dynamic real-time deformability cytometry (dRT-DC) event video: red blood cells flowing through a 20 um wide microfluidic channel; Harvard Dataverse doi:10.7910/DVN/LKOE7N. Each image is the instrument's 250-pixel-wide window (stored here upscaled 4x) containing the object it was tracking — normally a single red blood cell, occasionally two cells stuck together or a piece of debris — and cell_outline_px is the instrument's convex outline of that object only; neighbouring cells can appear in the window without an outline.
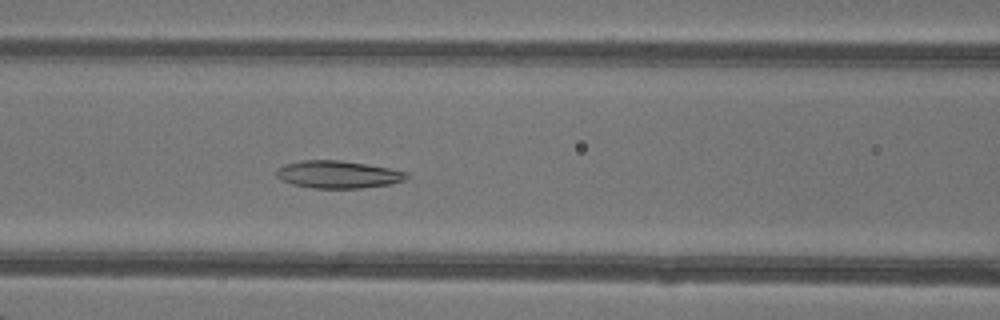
{"species": "common noctule bat (a hibernating species)", "species_latin": "Nyctalus noctula", "temperature_condition": "warm", "stored_images_in_passage": 31, "camera_frame_rate_fps": 3000, "um_per_image_px": 0.085, "animal": {"sex": "female"}, "frame": {"image": 1, "passage_image": 11, "time_ms": 3.333, "image_size_px": [1000, 320], "cell_outline_px": [[408, 176], [404, 180], [392, 184], [360, 188], [312, 188], [292, 184], [276, 176], [276, 172], [284, 164], [300, 160], [340, 160], [388, 168], [408, 172]], "centroid_in_image_um": [28.74, 14.83], "position_along_channel_um": 137.9, "area_um2": 20.69}}
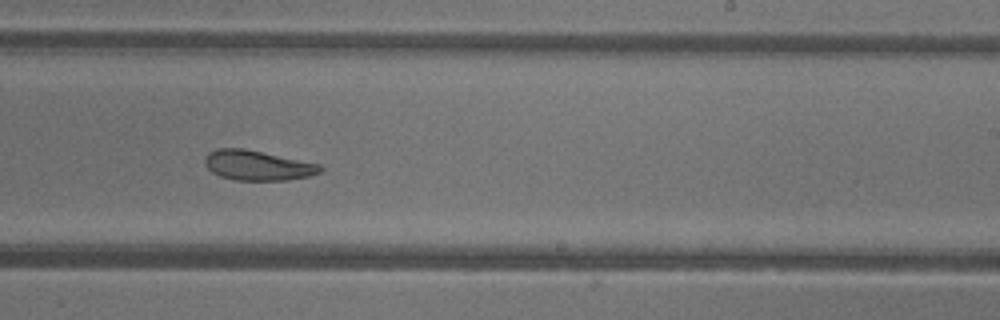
{"frame": {"image": 2, "passage_image": 20, "time_ms": 6.333, "image_size_px": [1000, 320], "cell_outline_px": [[324, 168], [320, 172], [308, 176], [288, 180], [232, 180], [220, 176], [212, 172], [204, 164], [204, 160], [208, 152], [216, 148], [244, 148], [320, 164]], "centroid_in_image_um": [21.87, 14.05], "position_along_channel_um": 267.1, "area_um2": 20.17}}
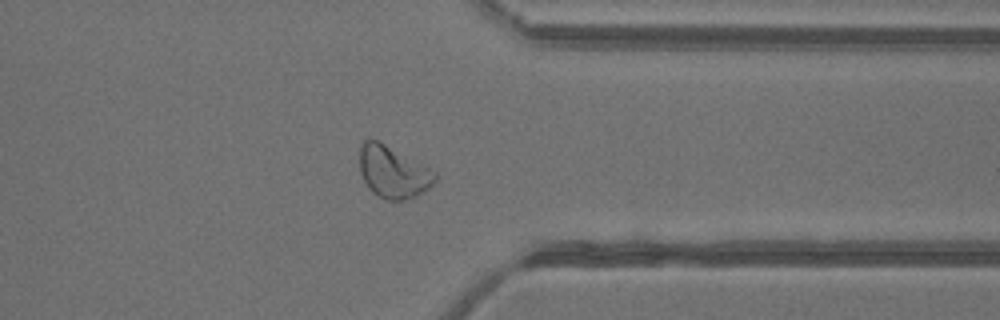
{"frame": {"image": 3, "passage_image": 28, "time_ms": 9.0, "image_size_px": [1000, 320], "cell_outline_px": [[440, 176], [424, 192], [416, 196], [404, 200], [384, 200], [376, 196], [368, 188], [360, 172], [360, 148], [364, 140], [376, 140], [384, 144], [436, 172]], "centroid_in_image_um": [33.41, 14.67], "position_along_channel_um": 378.0, "area_um2": 22.6}, "authors_computed_cell_mechanics": {"area_um2": 20.6924, "velocity_mm_per_s": 4.3188, "shape_relaxation_time_tau1_ms": null, "shape_relaxation_time_tau2_ms": 2.6873, "deformation_change_tau1": null, "deformation_change_tau2": 0.0832}}